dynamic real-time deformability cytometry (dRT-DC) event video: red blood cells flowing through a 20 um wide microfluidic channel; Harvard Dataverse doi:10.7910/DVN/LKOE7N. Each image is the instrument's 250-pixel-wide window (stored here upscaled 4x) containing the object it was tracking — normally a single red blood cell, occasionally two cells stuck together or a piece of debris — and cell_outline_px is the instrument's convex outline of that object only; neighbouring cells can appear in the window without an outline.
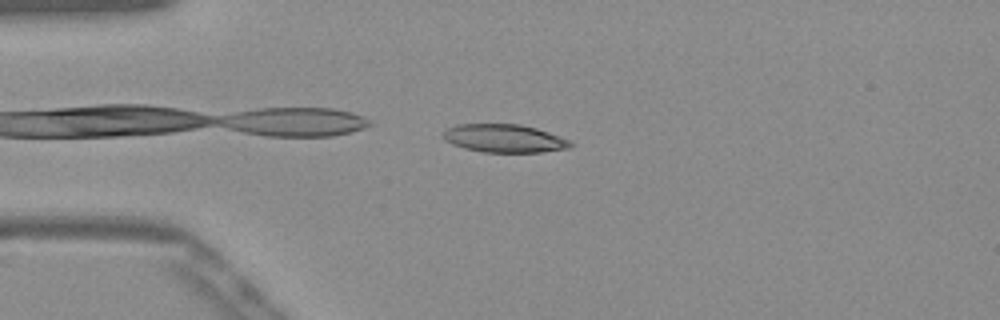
{"species": "Egyptian fruit bat (a non-hibernating species)", "species_latin": "Rousettus aegyptiacus", "temperature_condition": "warm", "stored_images_in_passage": 38, "camera_frame_rate_fps": 3000, "um_per_image_px": 0.085, "frame": {"image": 1, "passage_image": 3, "time_ms": 0.667, "image_size_px": [1000, 320], "cell_outline_px": [[572, 144], [568, 148], [540, 152], [484, 152], [464, 148], [452, 144], [444, 136], [444, 132], [448, 128], [456, 124], [520, 124], [536, 128], [572, 140]], "centroid_in_image_um": [42.9, 11.76], "position_along_channel_um": 42.1, "area_um2": 20.69}}
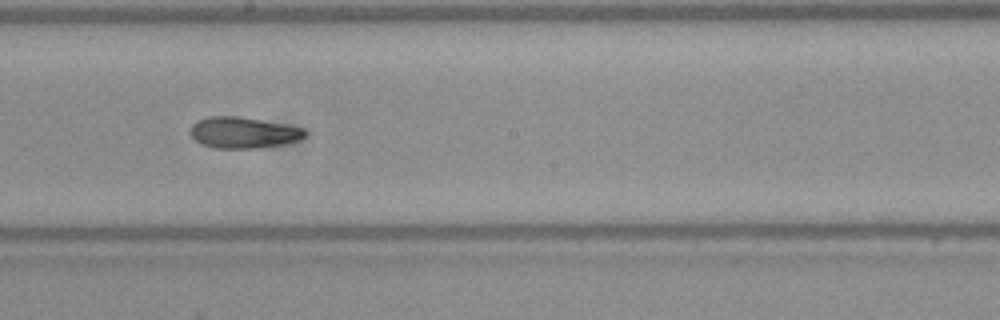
{"frame": {"image": 2, "passage_image": 19, "time_ms": 6.0, "image_size_px": [1000, 320], "cell_outline_px": [[308, 132], [304, 136], [296, 140], [284, 144], [256, 148], [216, 148], [200, 144], [192, 136], [192, 124], [196, 120], [208, 116], [236, 116], [284, 124], [304, 128]], "centroid_in_image_um": [20.67, 11.27], "position_along_channel_um": 227.5, "area_um2": 20.63}}
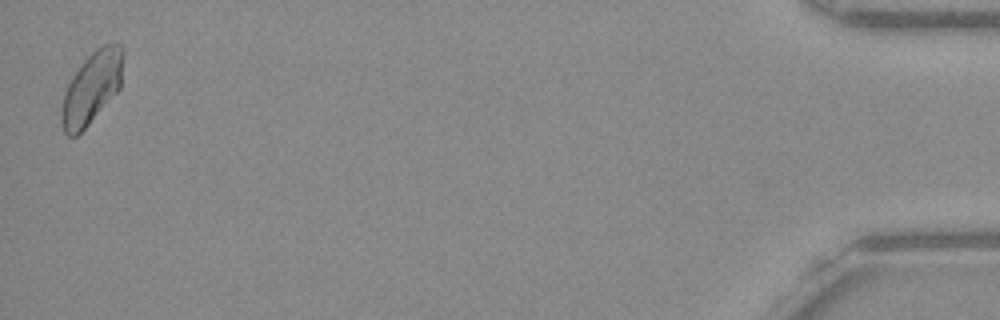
{"frame": {"image": 3, "passage_image": 38, "time_ms": 12.333, "image_size_px": [1000, 320], "cell_outline_px": [[124, 52], [120, 88], [88, 124], [76, 136], [68, 136], [64, 132], [60, 116], [64, 92], [72, 76], [84, 60], [96, 48], [104, 44], [116, 40], [124, 48]], "centroid_in_image_um": [7.81, 7.4], "position_along_channel_um": 427.4, "area_um2": 25.84}, "authors_computed_cell_mechanics": {"area_um2": 20.4901, "velocity_mm_per_s": 3.8909, "shape_relaxation_time_tau1_ms": null, "shape_relaxation_time_tau2_ms": 3.1774, "deformation_change_tau1": null, "deformation_change_tau2": 0.1009}}